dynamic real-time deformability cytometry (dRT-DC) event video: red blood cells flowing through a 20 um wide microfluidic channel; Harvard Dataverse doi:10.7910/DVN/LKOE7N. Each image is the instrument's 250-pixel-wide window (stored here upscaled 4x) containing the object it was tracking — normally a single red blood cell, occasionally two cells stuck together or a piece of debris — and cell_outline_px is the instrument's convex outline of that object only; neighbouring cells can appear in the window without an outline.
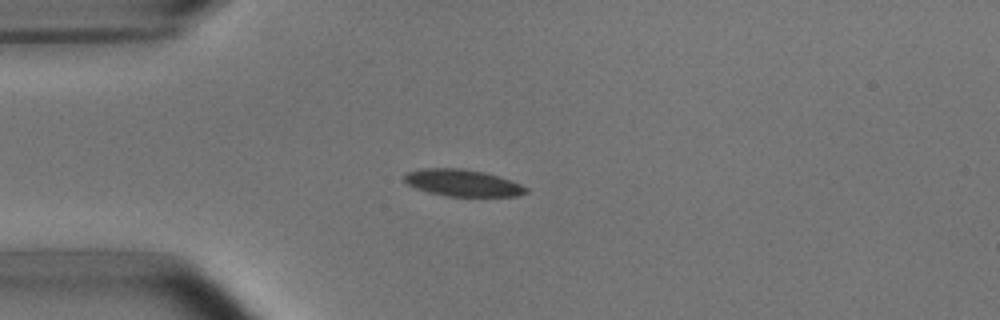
{"species": "common noctule bat (a hibernating species)", "species_latin": "Nyctalus noctula", "temperature_condition": "room temperature", "stored_images_in_passage": 3, "camera_frame_rate_fps": 3000, "um_per_image_px": 0.085, "animal": {"sex": "male", "body_mass_g": 15.6}, "frame": {"image": 1, "passage_image": 1, "time_ms": 0.0, "image_size_px": [1000, 320], "cell_outline_px": [[528, 192], [516, 196], [448, 196], [428, 192], [416, 188], [408, 184], [404, 180], [404, 176], [408, 172], [424, 168], [464, 168], [484, 172], [520, 184], [528, 188]], "centroid_in_image_um": [39.31, 15.54], "position_along_channel_um": 45.7, "area_um2": 18.79}}